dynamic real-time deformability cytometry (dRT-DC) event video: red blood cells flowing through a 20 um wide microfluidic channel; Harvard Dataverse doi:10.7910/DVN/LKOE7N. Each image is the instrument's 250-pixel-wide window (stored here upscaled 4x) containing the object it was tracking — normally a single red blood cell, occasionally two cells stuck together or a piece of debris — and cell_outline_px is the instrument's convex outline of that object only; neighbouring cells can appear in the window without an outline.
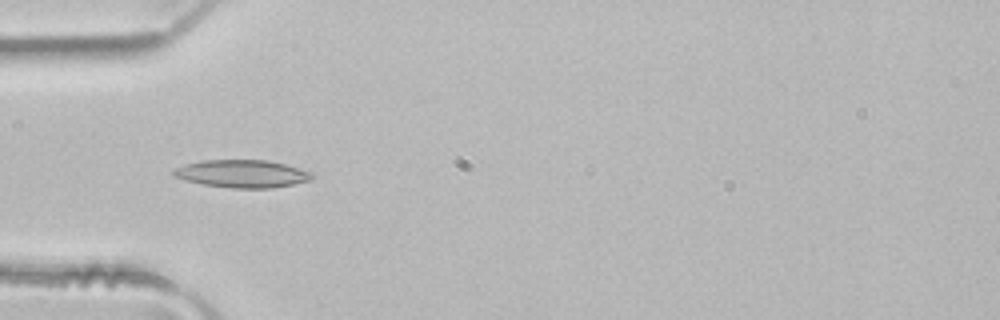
{"species": "common noctule bat (a hibernating species)", "species_latin": "Nyctalus noctula", "temperature_condition": "room temperature", "stored_images_in_passage": 6, "camera_frame_rate_fps": 3000, "um_per_image_px": 0.085, "animal": {"sex": "male", "body_mass_g": 21.5, "forearm_length_mm": 52.0}, "frame": {"image": 1, "passage_image": 5, "time_ms": 1.333, "image_size_px": [1000, 320], "cell_outline_px": [[312, 176], [308, 180], [292, 184], [272, 188], [232, 188], [204, 184], [188, 180], [176, 176], [172, 172], [176, 168], [184, 164], [200, 160], [268, 160], [284, 164], [312, 172]], "centroid_in_image_um": [20.58, 14.75], "position_along_channel_um": 64.4, "area_um2": 21.96}}
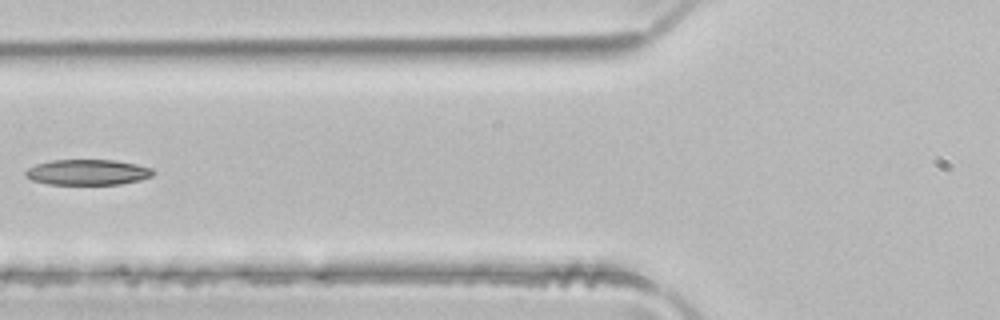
{"frame": {"image": 2, "passage_image": 6, "time_ms": 1.667, "image_size_px": [1000, 320], "cell_outline_px": [[156, 172], [152, 176], [140, 180], [120, 184], [48, 184], [32, 180], [24, 176], [24, 172], [28, 168], [36, 164], [52, 160], [116, 160], [136, 164], [152, 168]], "centroid_in_image_um": [7.45, 14.64], "position_along_channel_um": 118.3, "area_um2": 19.07}}